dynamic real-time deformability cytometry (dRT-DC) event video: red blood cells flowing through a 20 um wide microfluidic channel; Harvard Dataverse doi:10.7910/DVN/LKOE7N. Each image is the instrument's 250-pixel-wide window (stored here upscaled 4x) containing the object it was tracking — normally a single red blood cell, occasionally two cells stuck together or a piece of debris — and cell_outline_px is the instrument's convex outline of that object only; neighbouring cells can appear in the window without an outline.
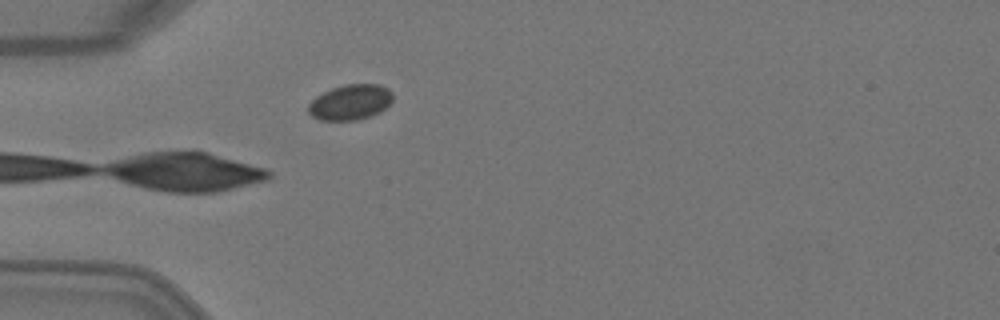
{"species": "Egyptian fruit bat (a non-hibernating species)", "species_latin": "Rousettus aegyptiacus", "temperature_condition": "warm", "stored_images_in_passage": 4, "camera_frame_rate_fps": 3000, "um_per_image_px": 0.085, "animal": {"sex": "female"}, "frame": {"image": 1, "passage_image": 4, "time_ms": 1.0, "image_size_px": [1000, 320], "cell_outline_px": [[392, 100], [380, 112], [372, 116], [356, 120], [320, 120], [312, 116], [308, 112], [308, 104], [316, 96], [332, 88], [344, 84], [380, 84], [388, 88], [392, 92]], "centroid_in_image_um": [29.78, 8.68], "position_along_channel_um": 55.2, "area_um2": 17.46}}